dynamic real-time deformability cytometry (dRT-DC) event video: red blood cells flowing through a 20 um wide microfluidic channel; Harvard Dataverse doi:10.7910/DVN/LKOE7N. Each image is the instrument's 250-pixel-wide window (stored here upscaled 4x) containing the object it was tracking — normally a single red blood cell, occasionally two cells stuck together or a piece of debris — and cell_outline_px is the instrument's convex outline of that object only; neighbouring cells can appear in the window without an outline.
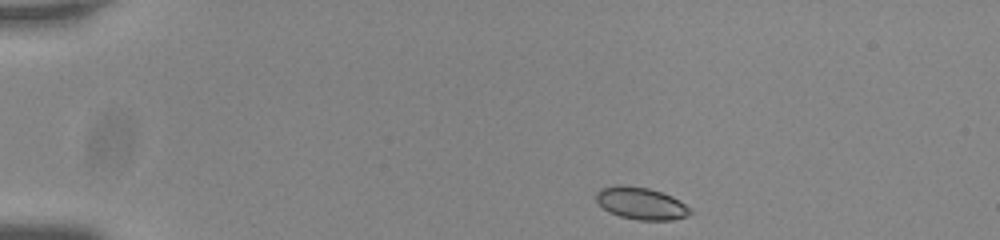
{"species": "common noctule bat (a hibernating species)", "species_latin": "Nyctalus noctula", "temperature_condition": "room temperature", "stored_images_in_passage": 46, "camera_frame_rate_fps": 3000, "um_per_image_px": 0.085, "animal": {"sex": "male", "body_mass_g": 20.0, "forearm_length_mm": 53.3}, "frame": {"image": 1, "passage_image": 1, "time_ms": 0.0, "image_size_px": [1000, 240], "cell_outline_px": [[692, 212], [688, 216], [672, 220], [636, 220], [620, 216], [608, 212], [596, 200], [596, 192], [600, 188], [616, 184], [620, 184], [648, 188], [672, 196], [680, 200]], "centroid_in_image_um": [54.46, 17.28], "position_along_channel_um": 30.5, "area_um2": 17.69}}
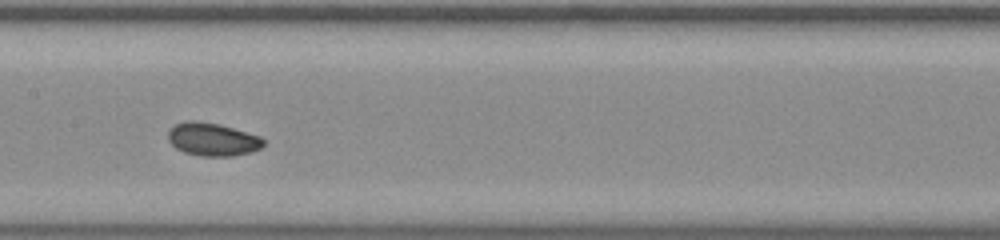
{"frame": {"image": 2, "passage_image": 20, "time_ms": 6.333, "image_size_px": [1000, 240], "cell_outline_px": [[264, 144], [260, 148], [252, 152], [232, 156], [200, 156], [184, 152], [176, 148], [168, 140], [168, 132], [176, 124], [188, 120], [192, 120], [216, 124], [232, 128], [260, 136], [264, 140]], "centroid_in_image_um": [18.06, 11.86], "position_along_channel_um": 189.3, "area_um2": 18.15}}
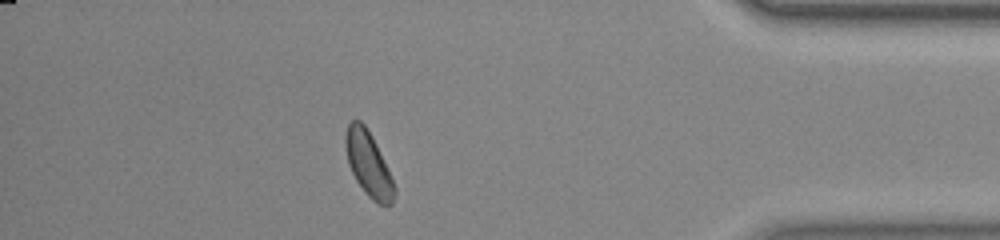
{"frame": {"image": 3, "passage_image": 40, "time_ms": 13.0, "image_size_px": [1000, 240], "cell_outline_px": [[396, 192], [392, 204], [380, 204], [372, 200], [364, 192], [356, 180], [348, 164], [344, 144], [344, 136], [348, 124], [352, 120], [360, 120], [364, 124], [372, 136], [376, 144], [396, 188]], "centroid_in_image_um": [31.29, 13.93], "position_along_channel_um": 403.9, "area_um2": 18.26}, "authors_computed_cell_mechanics": {"area_um2": 18.0336, "velocity_mm_per_s": 3.7316, "shape_relaxation_time_tau1_ms": 2.2058, "shape_relaxation_time_tau2_ms": 4.4739, "deformation_change_tau1": 0.0664, "deformation_change_tau2": 0.0641}}